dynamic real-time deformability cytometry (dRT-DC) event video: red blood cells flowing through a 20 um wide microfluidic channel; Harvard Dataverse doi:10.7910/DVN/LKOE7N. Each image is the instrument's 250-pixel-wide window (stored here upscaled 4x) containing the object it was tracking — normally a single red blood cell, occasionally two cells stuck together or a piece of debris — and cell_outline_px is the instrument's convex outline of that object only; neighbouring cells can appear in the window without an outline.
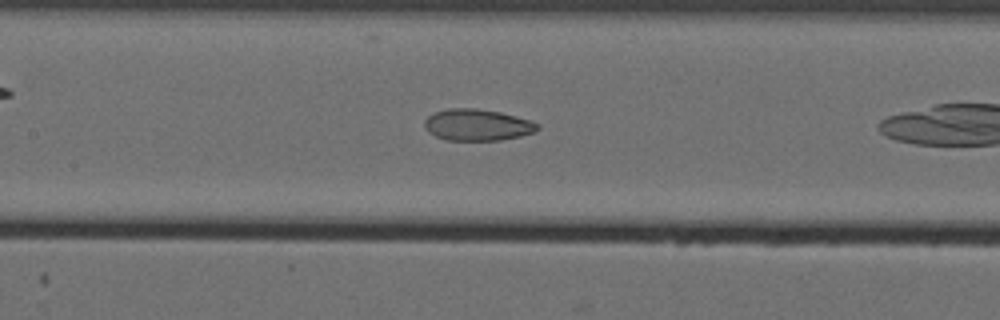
{"species": "Egyptian fruit bat (a non-hibernating species)", "species_latin": "Rousettus aegyptiacus", "temperature_condition": "cold", "stored_images_in_passage": 45, "camera_frame_rate_fps": 3000, "um_per_image_px": 0.085, "animal": {"sex": "female"}, "frame": {"image": 1, "passage_image": 26, "time_ms": 8.333, "image_size_px": [1000, 320], "cell_outline_px": [[540, 128], [536, 132], [520, 136], [500, 140], [448, 140], [436, 136], [428, 132], [424, 128], [424, 120], [428, 116], [436, 112], [448, 108], [476, 108], [500, 112], [528, 120], [540, 124]], "centroid_in_image_um": [40.57, 10.62], "position_along_channel_um": 166.8, "area_um2": 20.75}}